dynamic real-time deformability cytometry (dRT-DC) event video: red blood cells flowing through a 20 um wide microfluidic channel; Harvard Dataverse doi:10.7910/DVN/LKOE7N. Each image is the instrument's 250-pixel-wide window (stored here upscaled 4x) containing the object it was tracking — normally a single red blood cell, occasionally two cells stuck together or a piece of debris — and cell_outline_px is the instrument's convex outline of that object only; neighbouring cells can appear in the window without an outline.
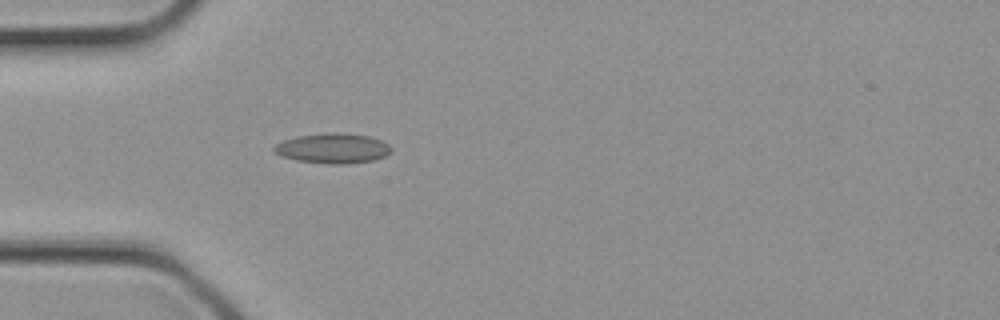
{"species": "common noctule bat (a hibernating species)", "species_latin": "Nyctalus noctula", "temperature_condition": "cold", "stored_images_in_passage": 1, "camera_frame_rate_fps": 3000, "um_per_image_px": 0.085, "animal": {"sex": "female", "body_mass_g": 21.9}, "frame": {"image": 1, "passage_image": 1, "time_ms": 0.0, "image_size_px": [1000, 320], "cell_outline_px": [[392, 152], [384, 156], [372, 160], [348, 164], [328, 164], [296, 160], [280, 156], [272, 148], [276, 144], [284, 140], [296, 136], [324, 132], [336, 132], [368, 136], [380, 140], [388, 144], [392, 148]], "centroid_in_image_um": [28.27, 12.6], "position_along_channel_um": 56.7, "area_um2": 20.58}}